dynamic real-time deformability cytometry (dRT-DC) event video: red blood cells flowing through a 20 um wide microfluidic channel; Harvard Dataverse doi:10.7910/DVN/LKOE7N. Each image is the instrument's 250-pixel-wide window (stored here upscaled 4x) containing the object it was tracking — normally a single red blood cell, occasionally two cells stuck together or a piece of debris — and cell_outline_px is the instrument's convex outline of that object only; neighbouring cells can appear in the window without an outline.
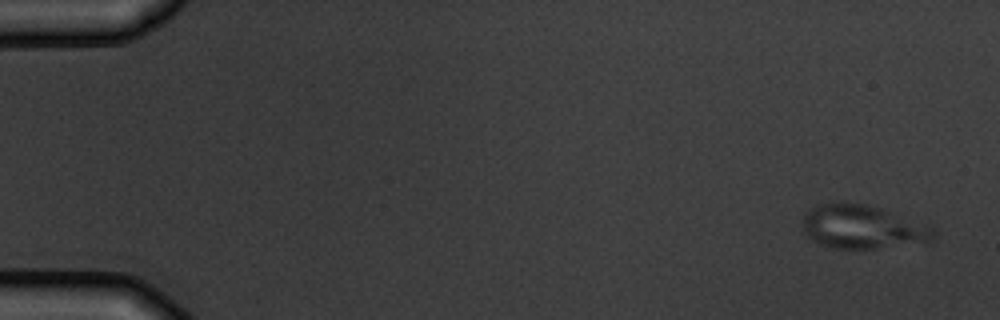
{"species": "common noctule bat (a hibernating species)", "species_latin": "Nyctalus noctula", "temperature_condition": "warm", "stored_images_in_passage": 6, "camera_frame_rate_fps": 3000, "um_per_image_px": 0.085, "animal": {"sex": "male", "body_mass_g": 19.5, "forearm_length_mm": 54.6}, "frame": {"image": 1, "passage_image": 1, "time_ms": 0.0, "image_size_px": [1000, 320], "cell_outline_px": [[936, 236], [932, 240], [876, 248], [828, 248], [820, 244], [808, 236], [804, 228], [804, 212], [820, 204], [844, 200], [864, 204], [880, 208], [932, 224], [936, 228]], "centroid_in_image_um": [73.36, 19.25], "position_along_channel_um": 11.6, "area_um2": 33.58}}